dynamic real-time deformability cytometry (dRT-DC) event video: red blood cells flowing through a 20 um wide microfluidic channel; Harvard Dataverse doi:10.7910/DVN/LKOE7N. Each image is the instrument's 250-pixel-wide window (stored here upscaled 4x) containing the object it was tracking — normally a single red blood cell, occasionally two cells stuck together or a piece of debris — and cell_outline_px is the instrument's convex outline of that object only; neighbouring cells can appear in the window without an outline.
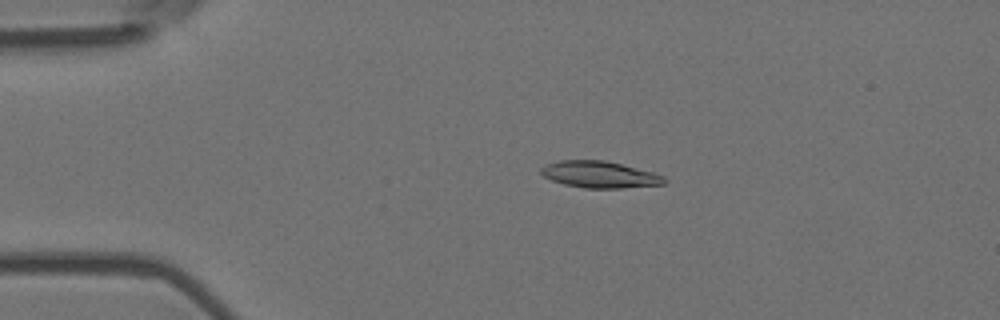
{"species": "Egyptian fruit bat (a non-hibernating species)", "species_latin": "Rousettus aegyptiacus", "temperature_condition": "room temperature", "stored_images_in_passage": 56, "camera_frame_rate_fps": 3000, "um_per_image_px": 0.085, "animal": {"sex": "female"}, "frame": {"image": 1, "passage_image": 12, "time_ms": 3.667, "image_size_px": [1000, 320], "cell_outline_px": [[668, 180], [664, 184], [624, 188], [584, 188], [564, 184], [552, 180], [544, 176], [540, 172], [540, 168], [548, 164], [560, 160], [604, 160], [652, 172], [664, 176]], "centroid_in_image_um": [50.98, 14.84], "position_along_channel_um": 34.0, "area_um2": 19.02}}
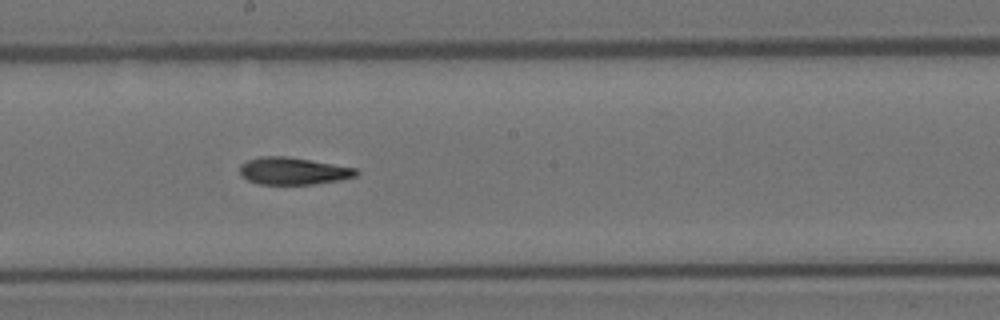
{"frame": {"image": 2, "passage_image": 31, "time_ms": 10.0, "image_size_px": [1000, 320], "cell_outline_px": [[360, 172], [356, 176], [340, 180], [316, 184], [256, 184], [240, 176], [240, 164], [248, 160], [260, 156], [288, 156], [356, 168]], "centroid_in_image_um": [24.9, 14.53], "position_along_channel_um": 223.3, "area_um2": 18.61}}
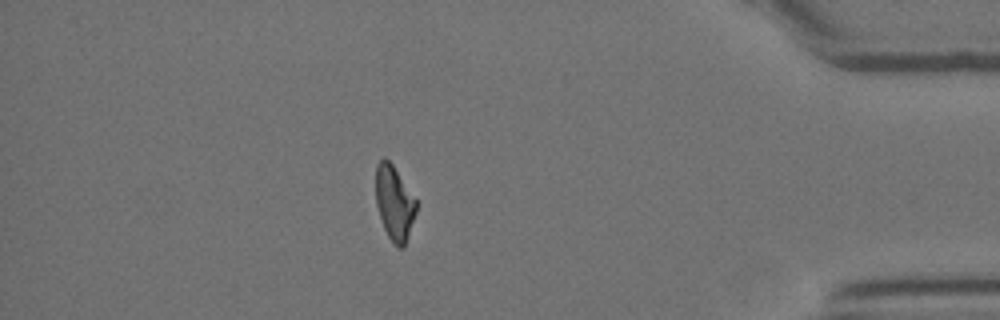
{"frame": {"image": 3, "passage_image": 49, "time_ms": 16.0, "image_size_px": [1000, 320], "cell_outline_px": [[416, 212], [404, 244], [400, 248], [396, 248], [388, 236], [384, 228], [376, 204], [376, 164], [384, 156], [392, 164], [416, 200]], "centroid_in_image_um": [33.49, 17.23], "position_along_channel_um": 401.7, "area_um2": 17.17}, "authors_computed_cell_mechanics": {"area_um2": 18.6983, "velocity_mm_per_s": 3.656, "shape_relaxation_time_tau1_ms": 8.219, "shape_relaxation_time_tau2_ms": 4.4882, "deformation_change_tau1": 0.2197, "deformation_change_tau2": 0.1197}}